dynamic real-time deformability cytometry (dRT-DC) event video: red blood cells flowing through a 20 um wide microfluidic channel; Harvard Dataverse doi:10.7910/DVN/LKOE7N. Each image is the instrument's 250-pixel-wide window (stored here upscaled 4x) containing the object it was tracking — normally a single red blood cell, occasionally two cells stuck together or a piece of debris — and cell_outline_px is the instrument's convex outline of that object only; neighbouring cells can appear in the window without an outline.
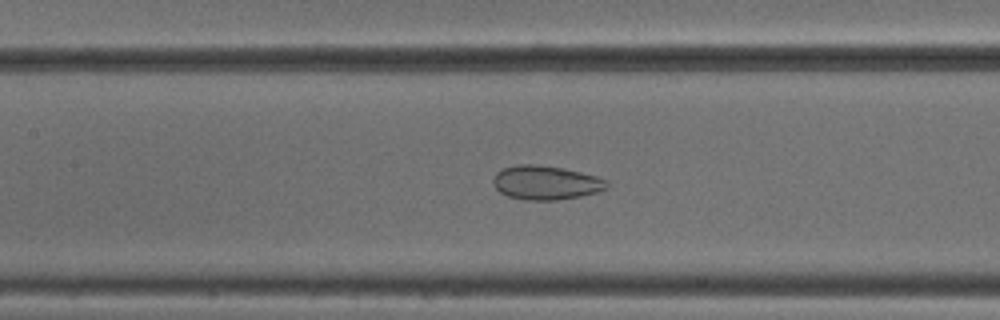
{"species": "common noctule bat (a hibernating species)", "species_latin": "Nyctalus noctula", "temperature_condition": "cold", "stored_images_in_passage": 51, "camera_frame_rate_fps": 3000, "um_per_image_px": 0.085, "animal": {"sex": "male", "body_mass_g": 18.8}, "frame": {"image": 1, "passage_image": 23, "time_ms": 7.333, "image_size_px": [1000, 320], "cell_outline_px": [[608, 188], [596, 192], [580, 196], [556, 200], [524, 200], [508, 196], [500, 192], [492, 184], [492, 180], [496, 172], [504, 168], [516, 164], [536, 164], [564, 168], [596, 176], [608, 180]], "centroid_in_image_um": [46.38, 15.52], "position_along_channel_um": 161.0, "area_um2": 22.66}}
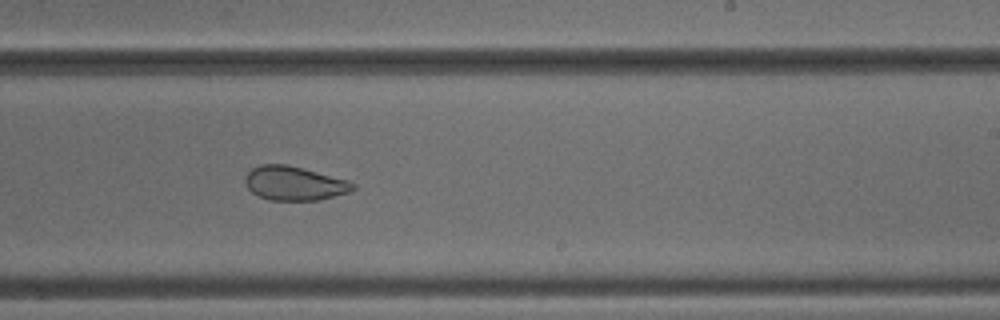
{"frame": {"image": 2, "passage_image": 31, "time_ms": 10.0, "image_size_px": [1000, 320], "cell_outline_px": [[356, 188], [348, 192], [320, 200], [268, 200], [252, 192], [248, 188], [244, 180], [244, 176], [252, 168], [260, 164], [288, 164], [348, 180], [356, 184]], "centroid_in_image_um": [25.01, 15.57], "position_along_channel_um": 264.0, "area_um2": 21.44}}
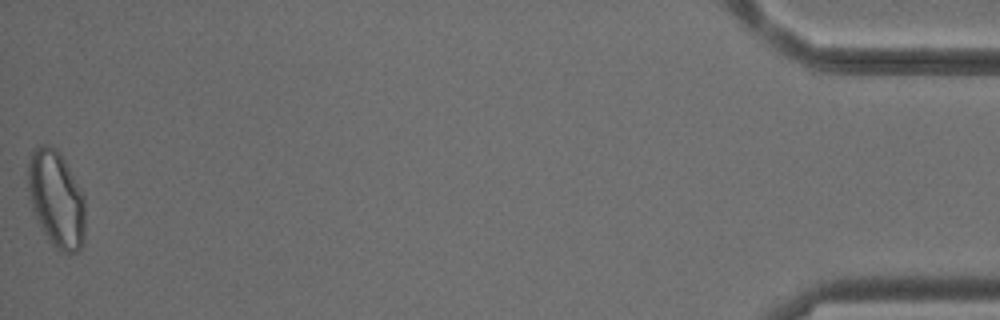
{"frame": {"image": 3, "passage_image": 51, "time_ms": 16.667, "image_size_px": [1000, 320], "cell_outline_px": [[84, 244], [76, 252], [60, 252], [52, 244], [44, 232], [32, 212], [28, 188], [28, 164], [32, 148], [40, 144], [48, 144], [56, 148], [60, 152], [84, 196]], "centroid_in_image_um": [4.77, 16.89], "position_along_channel_um": 430.4, "area_um2": 32.37}, "authors_computed_cell_mechanics": {"area_um2": 27.5706, "velocity_mm_per_s": 3.8682, "shape_relaxation_time_tau1_ms": null, "shape_relaxation_time_tau2_ms": 1.7853, "deformation_change_tau1": null, "deformation_change_tau2": 0.0794}}